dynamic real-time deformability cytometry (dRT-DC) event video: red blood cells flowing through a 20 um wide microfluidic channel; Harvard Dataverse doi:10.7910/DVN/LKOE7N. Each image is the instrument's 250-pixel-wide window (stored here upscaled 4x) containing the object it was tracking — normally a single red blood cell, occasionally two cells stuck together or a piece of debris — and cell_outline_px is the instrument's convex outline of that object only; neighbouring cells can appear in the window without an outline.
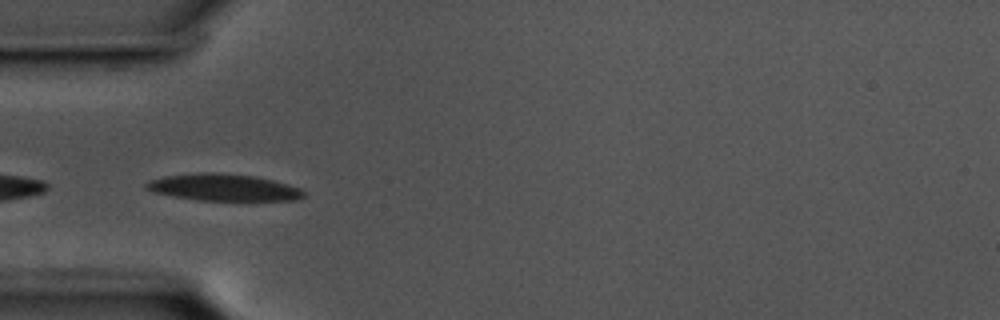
{"species": "common noctule bat (a hibernating species)", "species_latin": "Nyctalus noctula", "temperature_condition": "cold", "stored_images_in_passage": 9, "camera_frame_rate_fps": 3000, "um_per_image_px": 0.085, "animal": {"sex": "male", "body_mass_g": 17.5, "forearm_length_mm": 52.3}, "frame": {"image": 1, "passage_image": 1, "time_ms": 0.0, "image_size_px": [1000, 320], "cell_outline_px": [[304, 196], [296, 200], [200, 200], [172, 196], [152, 192], [144, 188], [144, 184], [148, 180], [164, 176], [200, 172], [216, 172], [256, 176], [288, 184], [300, 188], [304, 192]], "centroid_in_image_um": [18.94, 15.92], "position_along_channel_um": 66.1, "area_um2": 24.74}}
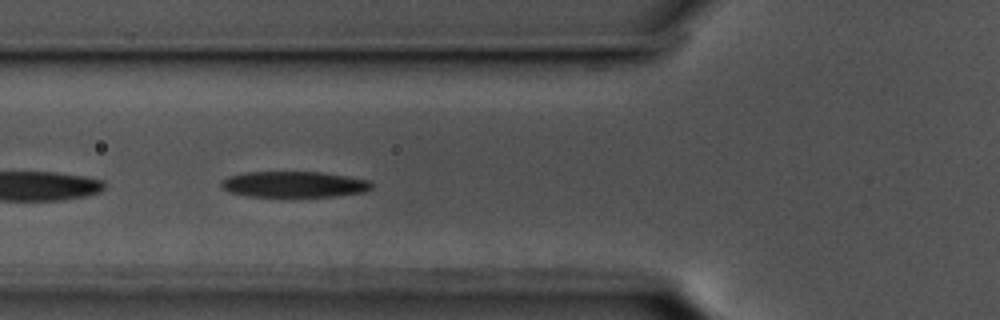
{"frame": {"image": 2, "passage_image": 4, "time_ms": 1.0, "image_size_px": [1000, 320], "cell_outline_px": [[372, 188], [364, 192], [336, 196], [248, 196], [228, 192], [220, 184], [228, 176], [244, 172], [320, 172], [348, 176], [368, 180], [372, 184]], "centroid_in_image_um": [25.0, 15.66], "position_along_channel_um": 100.8, "area_um2": 22.6}}